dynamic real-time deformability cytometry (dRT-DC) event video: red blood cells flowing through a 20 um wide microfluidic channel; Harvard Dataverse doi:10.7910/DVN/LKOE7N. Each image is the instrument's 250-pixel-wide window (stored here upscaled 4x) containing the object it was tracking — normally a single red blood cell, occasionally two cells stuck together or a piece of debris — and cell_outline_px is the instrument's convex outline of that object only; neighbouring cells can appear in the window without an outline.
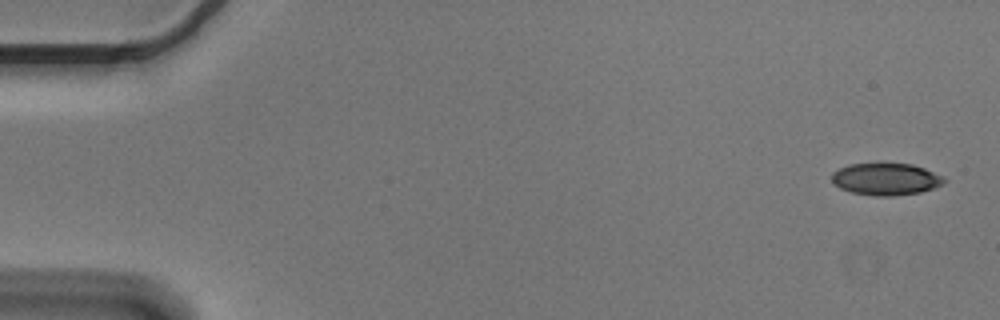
{"species": "Egyptian fruit bat (a non-hibernating species)", "species_latin": "Rousettus aegyptiacus", "temperature_condition": "cold", "stored_images_in_passage": 4, "camera_frame_rate_fps": 3000, "um_per_image_px": 0.085, "animal": {"sex": "male"}, "frame": {"image": 1, "passage_image": 1, "time_ms": 0.0, "image_size_px": [1000, 320], "cell_outline_px": [[948, 180], [944, 184], [920, 192], [892, 196], [876, 196], [852, 192], [840, 188], [832, 180], [832, 172], [848, 164], [880, 160], [912, 164], [924, 168], [944, 176]], "centroid_in_image_um": [75.31, 15.17], "position_along_channel_um": 9.7, "area_um2": 21.79}}
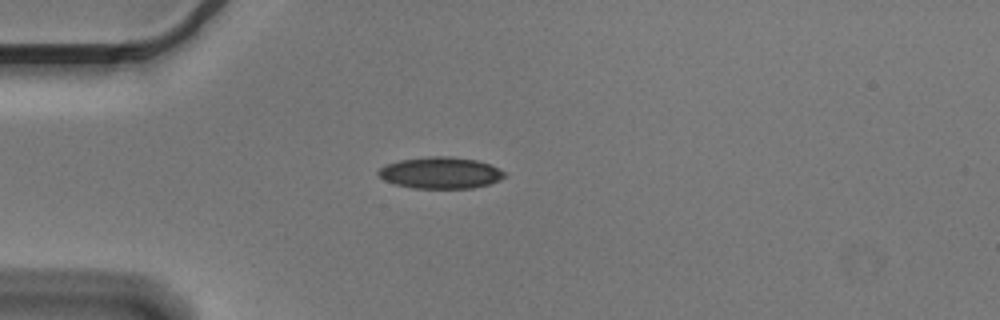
{"frame": {"image": 2, "passage_image": 4, "time_ms": 1.0, "image_size_px": [1000, 320], "cell_outline_px": [[508, 176], [500, 180], [488, 184], [472, 188], [412, 188], [396, 184], [384, 180], [376, 172], [384, 164], [400, 160], [428, 156], [452, 156], [476, 160], [488, 164], [504, 172]], "centroid_in_image_um": [37.42, 14.68], "position_along_channel_um": 47.6, "area_um2": 23.18}}